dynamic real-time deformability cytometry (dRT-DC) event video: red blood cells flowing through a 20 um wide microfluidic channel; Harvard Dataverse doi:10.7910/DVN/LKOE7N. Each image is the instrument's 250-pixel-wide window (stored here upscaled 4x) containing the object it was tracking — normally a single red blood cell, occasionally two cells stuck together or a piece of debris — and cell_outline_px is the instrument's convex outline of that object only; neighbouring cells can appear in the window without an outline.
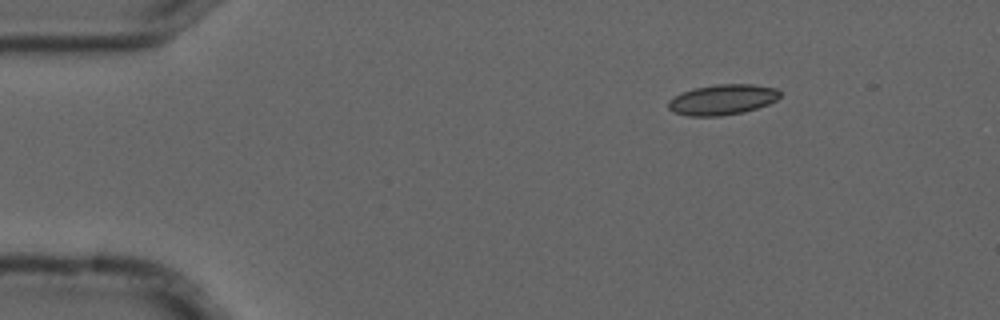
{"species": "common noctule bat (a hibernating species)", "species_latin": "Nyctalus noctula", "temperature_condition": "cold", "stored_images_in_passage": 6, "camera_frame_rate_fps": 3000, "um_per_image_px": 0.085, "animal": {"sex": "male", "forearm_length_mm": 52.5}, "frame": {"image": 1, "passage_image": 6, "time_ms": 1.667, "image_size_px": [1000, 320], "cell_outline_px": [[780, 96], [776, 100], [768, 104], [744, 112], [720, 116], [688, 116], [676, 112], [668, 108], [668, 100], [684, 92], [696, 88], [716, 84], [752, 84], [776, 88], [780, 92]], "centroid_in_image_um": [61.43, 8.47], "position_along_channel_um": 23.6, "area_um2": 19.59}}